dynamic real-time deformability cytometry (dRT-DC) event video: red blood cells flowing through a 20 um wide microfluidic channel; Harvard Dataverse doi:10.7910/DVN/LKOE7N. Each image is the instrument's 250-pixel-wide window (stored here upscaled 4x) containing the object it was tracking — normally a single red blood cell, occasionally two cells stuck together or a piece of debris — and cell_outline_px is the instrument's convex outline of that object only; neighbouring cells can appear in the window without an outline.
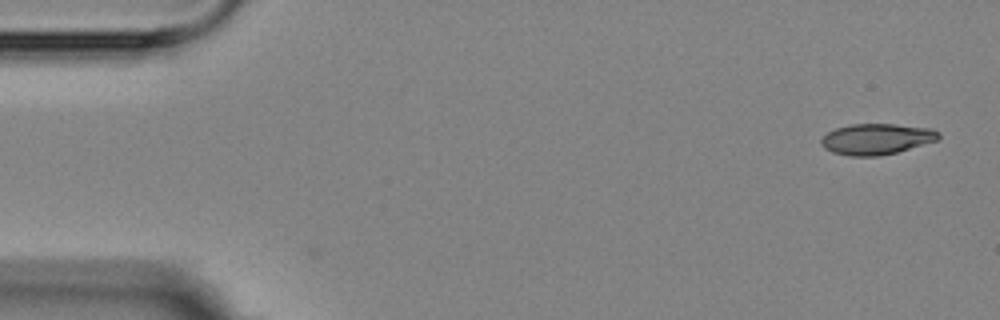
{"species": "Egyptian fruit bat (a non-hibernating species)", "species_latin": "Rousettus aegyptiacus", "temperature_condition": "room temperature", "stored_images_in_passage": 5, "camera_frame_rate_fps": 3000, "um_per_image_px": 0.085, "animal": {"sex": "female"}, "frame": {"image": 1, "passage_image": 1, "time_ms": 0.0, "image_size_px": [1000, 320], "cell_outline_px": [[940, 136], [936, 140], [896, 152], [880, 156], [848, 156], [832, 152], [824, 148], [820, 144], [820, 140], [828, 132], [836, 128], [852, 124], [896, 124], [932, 128], [940, 132]], "centroid_in_image_um": [74.48, 11.81], "position_along_channel_um": 10.5, "area_um2": 21.1}}